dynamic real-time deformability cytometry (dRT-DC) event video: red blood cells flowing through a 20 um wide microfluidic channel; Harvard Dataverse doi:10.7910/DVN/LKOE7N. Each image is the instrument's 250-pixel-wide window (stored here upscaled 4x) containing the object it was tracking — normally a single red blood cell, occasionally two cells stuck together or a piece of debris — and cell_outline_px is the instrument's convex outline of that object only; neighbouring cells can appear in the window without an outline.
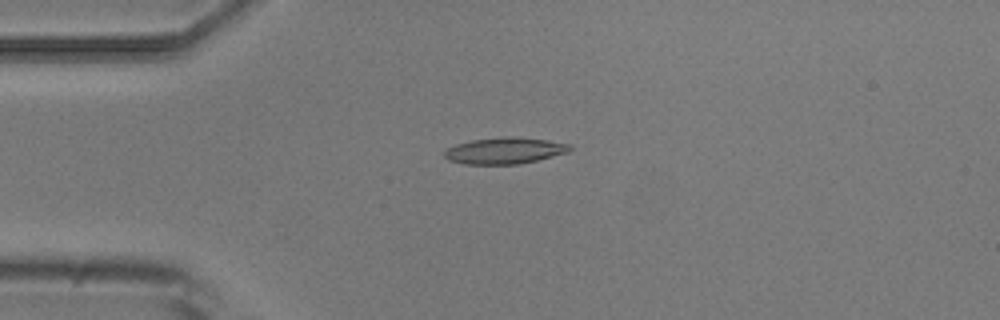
{"species": "common noctule bat (a hibernating species)", "species_latin": "Nyctalus noctula", "temperature_condition": "room temperature", "stored_images_in_passage": 5, "camera_frame_rate_fps": 3000, "um_per_image_px": 0.085, "animal": {"sex": "male", "body_mass_g": 20.5, "forearm_length_mm": 52.5}, "frame": {"image": 1, "passage_image": 5, "time_ms": 4.667, "image_size_px": [1000, 320], "cell_outline_px": [[572, 148], [568, 152], [536, 160], [516, 164], [464, 164], [448, 160], [444, 156], [444, 152], [448, 148], [456, 144], [472, 140], [504, 136], [512, 136], [548, 140], [572, 144]], "centroid_in_image_um": [42.9, 12.79], "position_along_channel_um": 42.1, "area_um2": 19.25}}